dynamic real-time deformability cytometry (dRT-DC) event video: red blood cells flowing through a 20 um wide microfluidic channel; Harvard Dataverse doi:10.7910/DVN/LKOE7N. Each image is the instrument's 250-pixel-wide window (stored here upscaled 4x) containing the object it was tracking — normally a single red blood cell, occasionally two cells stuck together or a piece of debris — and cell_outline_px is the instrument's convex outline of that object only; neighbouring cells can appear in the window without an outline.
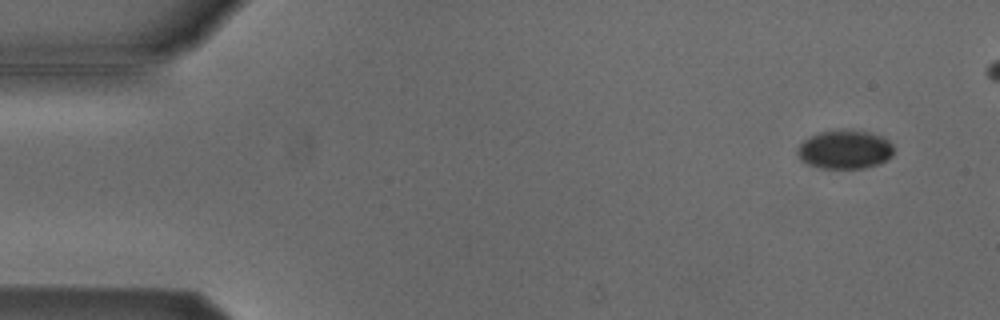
{"species": "Egyptian fruit bat (a non-hibernating species)", "species_latin": "Rousettus aegyptiacus", "temperature_condition": "cold", "stored_images_in_passage": 11, "camera_frame_rate_fps": 3000, "um_per_image_px": 0.085, "animal": {"sex": "male"}, "frame": {"image": 1, "passage_image": 4, "time_ms": 1.0, "image_size_px": [1000, 320], "cell_outline_px": [[892, 156], [880, 164], [864, 168], [820, 168], [808, 164], [800, 160], [796, 152], [800, 144], [804, 140], [820, 132], [848, 128], [868, 132], [880, 136], [888, 140], [892, 144]], "centroid_in_image_um": [71.8, 12.7], "position_along_channel_um": 13.2, "area_um2": 21.85}}